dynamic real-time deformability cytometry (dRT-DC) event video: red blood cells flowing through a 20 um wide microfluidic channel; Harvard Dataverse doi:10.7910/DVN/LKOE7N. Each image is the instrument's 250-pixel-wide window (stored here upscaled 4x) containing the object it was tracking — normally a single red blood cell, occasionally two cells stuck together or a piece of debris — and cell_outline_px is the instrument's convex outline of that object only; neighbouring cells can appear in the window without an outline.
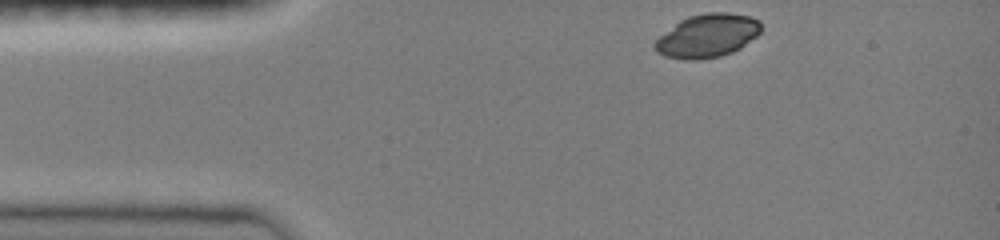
{"species": "common noctule bat (a hibernating species)", "species_latin": "Nyctalus noctula", "temperature_condition": "room temperature", "stored_images_in_passage": 36, "camera_frame_rate_fps": 3000, "um_per_image_px": 0.085, "animal": {"sex": "female", "body_mass_g": 19.0, "forearm_length_mm": 51.5}, "frame": {"image": 1, "passage_image": 1, "time_ms": 0.0, "image_size_px": [1000, 240], "cell_outline_px": [[760, 32], [756, 36], [740, 48], [732, 52], [720, 56], [700, 60], [684, 60], [664, 56], [656, 52], [652, 44], [660, 36], [680, 20], [688, 16], [708, 12], [728, 12], [748, 16], [760, 20]], "centroid_in_image_um": [60.1, 3.05], "position_along_channel_um": 24.9, "area_um2": 26.88}}
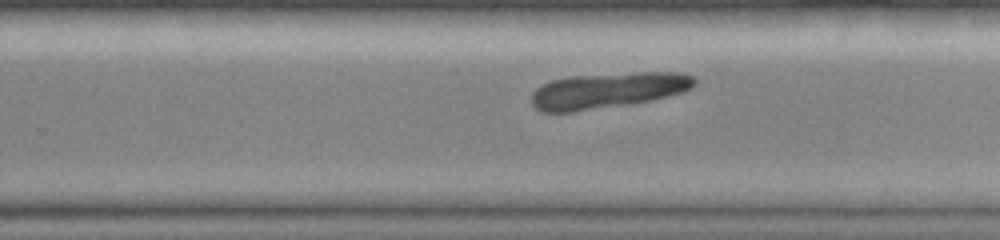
{"frame": {"image": 2, "passage_image": 24, "time_ms": 7.667, "image_size_px": [1000, 240], "cell_outline_px": [[696, 84], [692, 88], [684, 92], [648, 100], [628, 104], [572, 112], [540, 112], [532, 104], [532, 92], [536, 88], [552, 80], [568, 76], [636, 72], [676, 72], [696, 76]], "centroid_in_image_um": [51.67, 7.67], "position_along_channel_um": 278.1, "area_um2": 34.04}}
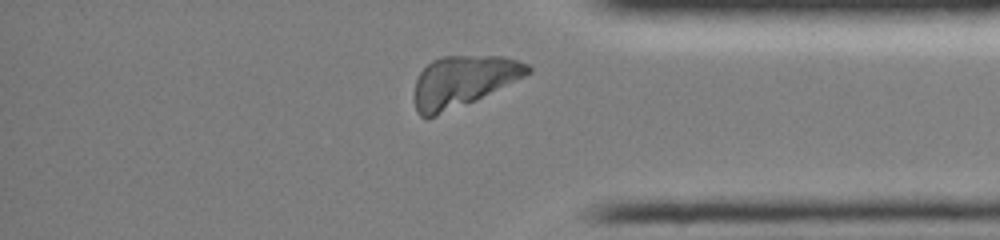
{"frame": {"image": 3, "passage_image": 33, "time_ms": 10.667, "image_size_px": [1000, 240], "cell_outline_px": [[532, 72], [476, 100], [428, 120], [420, 116], [416, 112], [416, 80], [420, 72], [432, 60], [444, 56], [500, 56], [516, 60], [528, 64], [532, 68]], "centroid_in_image_um": [39.35, 6.92], "position_along_channel_um": 395.8, "area_um2": 33.47}}